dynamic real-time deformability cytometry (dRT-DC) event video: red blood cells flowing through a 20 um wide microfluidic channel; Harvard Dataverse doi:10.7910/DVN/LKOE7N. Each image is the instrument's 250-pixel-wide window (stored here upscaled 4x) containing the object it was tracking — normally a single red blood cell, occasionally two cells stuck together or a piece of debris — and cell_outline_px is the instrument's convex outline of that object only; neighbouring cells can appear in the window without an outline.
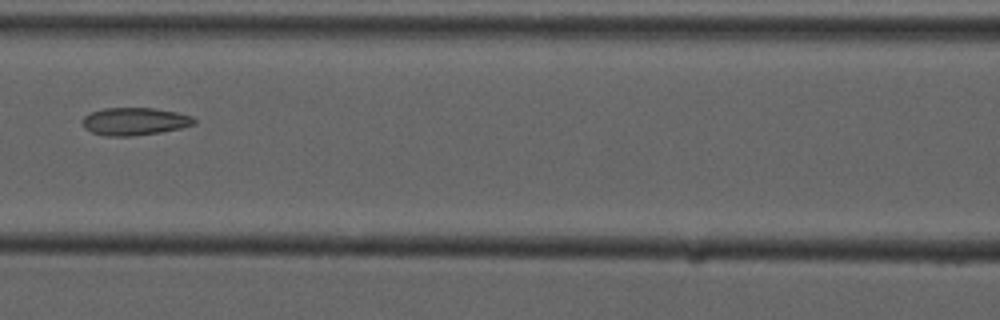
{"species": "common noctule bat (a hibernating species)", "species_latin": "Nyctalus noctula", "temperature_condition": "cold", "stored_images_in_passage": 3, "camera_frame_rate_fps": 3000, "um_per_image_px": 0.085, "animal": {"sex": "male", "forearm_length_mm": 52.5}, "frame": {"image": 1, "passage_image": 3, "time_ms": 2.333, "image_size_px": [1000, 320], "cell_outline_px": [[196, 124], [180, 128], [160, 132], [132, 136], [104, 136], [92, 132], [84, 128], [84, 116], [92, 112], [104, 108], [152, 108], [176, 112], [192, 116], [196, 120]], "centroid_in_image_um": [11.46, 10.32], "position_along_channel_um": 155.1, "area_um2": 17.86}}